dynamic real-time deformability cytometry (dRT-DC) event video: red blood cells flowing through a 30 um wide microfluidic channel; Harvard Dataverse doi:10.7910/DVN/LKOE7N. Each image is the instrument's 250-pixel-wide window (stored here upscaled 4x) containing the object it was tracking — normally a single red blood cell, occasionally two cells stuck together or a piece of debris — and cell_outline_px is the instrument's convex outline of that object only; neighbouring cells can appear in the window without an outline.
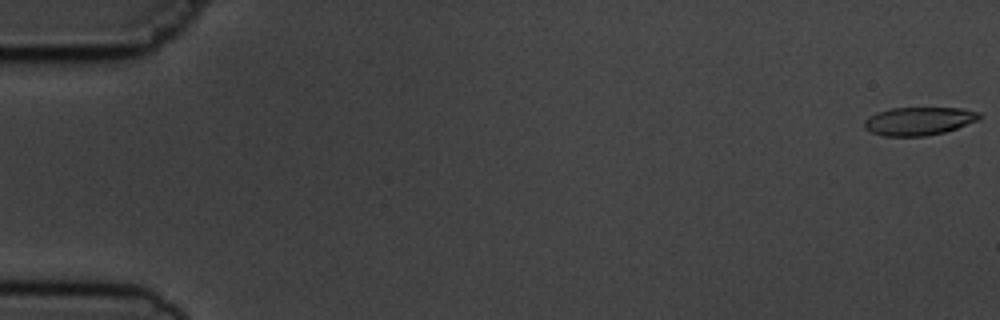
{"species": "common noctule bat (a hibernating species)", "species_latin": "Nyctalus noctula", "temperature_condition": "cold", "stored_images_in_passage": 8, "camera_frame_rate_fps": 3000, "um_per_image_px": 0.085, "animal": {"sex": "male", "body_mass_g": 19.5, "forearm_length_mm": 54.6}, "frame": {"image": 1, "passage_image": 1, "time_ms": 0.0, "image_size_px": [1000, 320], "cell_outline_px": [[980, 120], [944, 132], [924, 136], [884, 136], [872, 132], [864, 128], [864, 120], [876, 112], [892, 108], [960, 108], [980, 112]], "centroid_in_image_um": [78.1, 10.29], "position_along_channel_um": 6.9, "area_um2": 18.84}}
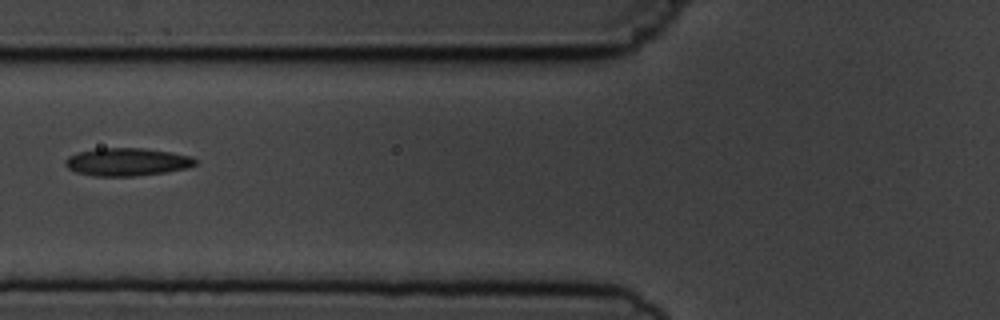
{"frame": {"image": 2, "passage_image": 7, "time_ms": 7.0, "image_size_px": [1000, 320], "cell_outline_px": [[196, 164], [188, 168], [164, 172], [136, 176], [92, 176], [76, 172], [68, 168], [64, 164], [64, 160], [68, 156], [76, 152], [100, 148], [144, 148], [172, 152], [192, 156], [196, 160]], "centroid_in_image_um": [10.78, 13.76], "position_along_channel_um": 115.0, "area_um2": 21.27}}
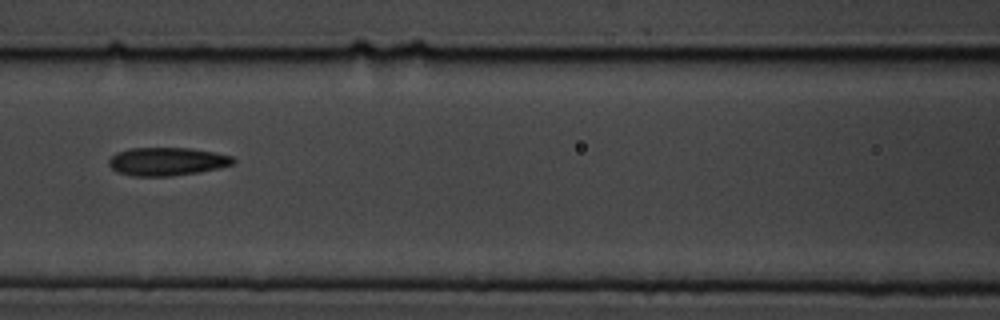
{"frame": {"image": 3, "passage_image": 8, "time_ms": 8.0, "image_size_px": [1000, 320], "cell_outline_px": [[236, 160], [232, 164], [200, 172], [168, 176], [132, 176], [116, 172], [108, 164], [108, 160], [116, 152], [128, 148], [192, 148], [232, 156]], "centroid_in_image_um": [14.14, 13.72], "position_along_channel_um": 152.5, "area_um2": 20.4}}